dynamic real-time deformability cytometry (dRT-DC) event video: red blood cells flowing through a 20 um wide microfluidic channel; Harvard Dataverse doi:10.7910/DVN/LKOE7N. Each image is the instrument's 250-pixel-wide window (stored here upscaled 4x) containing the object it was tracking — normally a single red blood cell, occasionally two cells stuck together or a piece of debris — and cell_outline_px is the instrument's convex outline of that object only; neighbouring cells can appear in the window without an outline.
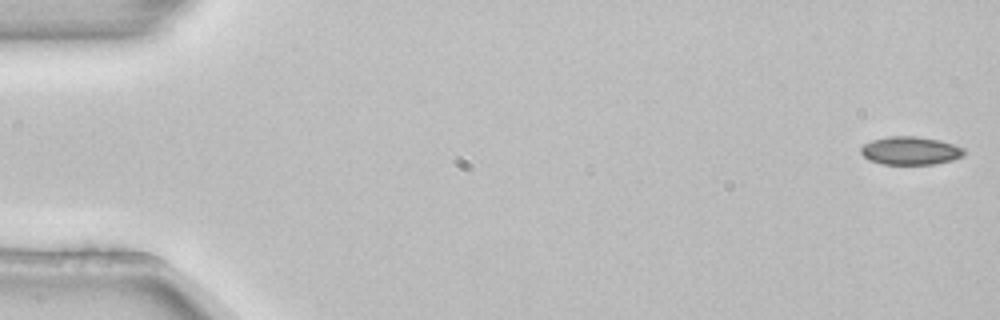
{"species": "common noctule bat (a hibernating species)", "species_latin": "Nyctalus noctula", "temperature_condition": "room temperature", "stored_images_in_passage": 5, "camera_frame_rate_fps": 3000, "um_per_image_px": 0.085, "animal": {"sex": "female", "body_mass_g": 22.7, "forearm_length_mm": 54.2}, "frame": {"image": 1, "passage_image": 1, "time_ms": 0.0, "image_size_px": [1000, 320], "cell_outline_px": [[964, 156], [952, 160], [936, 164], [880, 164], [868, 160], [860, 152], [860, 148], [864, 144], [872, 140], [888, 136], [916, 136], [940, 140], [964, 148]], "centroid_in_image_um": [77.37, 12.81], "position_along_channel_um": 7.6, "area_um2": 17.05}}
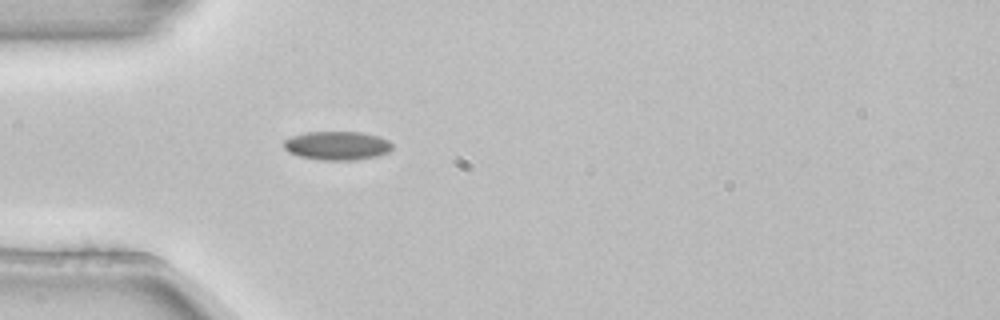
{"frame": {"image": 2, "passage_image": 5, "time_ms": 1.333, "image_size_px": [1000, 320], "cell_outline_px": [[392, 148], [388, 152], [380, 156], [352, 160], [320, 160], [300, 156], [288, 152], [284, 148], [284, 140], [292, 136], [304, 132], [360, 132], [380, 136], [388, 140], [392, 144]], "centroid_in_image_um": [28.67, 12.38], "position_along_channel_um": 56.3, "area_um2": 18.26}}